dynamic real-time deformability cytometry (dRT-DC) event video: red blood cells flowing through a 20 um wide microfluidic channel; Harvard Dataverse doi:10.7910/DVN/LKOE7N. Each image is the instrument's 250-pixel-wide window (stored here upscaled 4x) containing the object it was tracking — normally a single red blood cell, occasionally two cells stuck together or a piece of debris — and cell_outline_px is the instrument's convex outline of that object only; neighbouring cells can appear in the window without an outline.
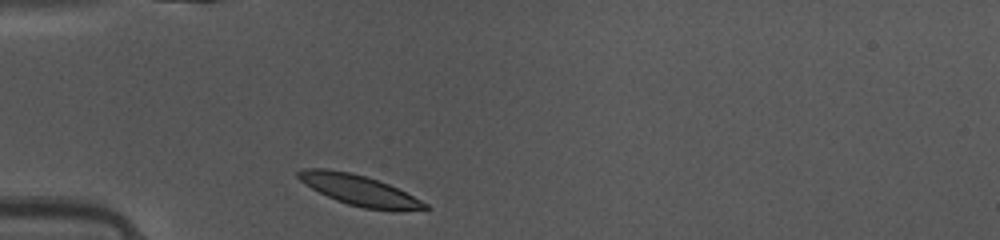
{"species": "common noctule bat (a hibernating species)", "species_latin": "Nyctalus noctula", "temperature_condition": "warm", "stored_images_in_passage": 35, "camera_frame_rate_fps": 3000, "um_per_image_px": 0.085, "animal": {"sex": "female", "body_mass_g": 10.0, "forearm_length_mm": 53.1}, "frame": {"image": 1, "passage_image": 1, "time_ms": 0.0, "image_size_px": [1000, 240], "cell_outline_px": [[432, 208], [428, 212], [364, 208], [348, 204], [336, 200], [304, 184], [296, 176], [296, 172], [304, 168], [328, 168], [352, 172], [388, 184], [428, 204]], "centroid_in_image_um": [30.57, 16.17], "position_along_channel_um": 54.4, "area_um2": 22.54}}
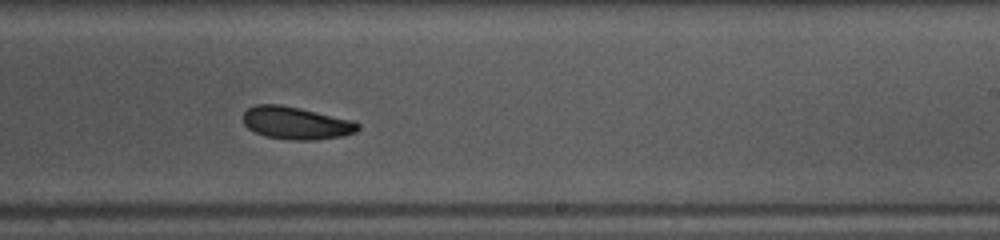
{"frame": {"image": 2, "passage_image": 17, "time_ms": 5.333, "image_size_px": [1000, 240], "cell_outline_px": [[360, 128], [356, 132], [344, 136], [316, 140], [292, 140], [264, 136], [248, 128], [244, 124], [244, 112], [248, 108], [256, 104], [280, 104], [300, 108], [356, 120], [360, 124]], "centroid_in_image_um": [25.23, 10.46], "position_along_channel_um": 263.8, "area_um2": 22.08}}
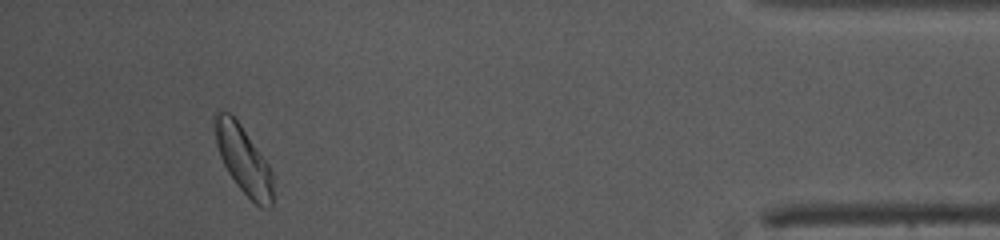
{"frame": {"image": 3, "passage_image": 32, "time_ms": 10.333, "image_size_px": [1000, 240], "cell_outline_px": [[272, 204], [268, 208], [260, 208], [236, 184], [228, 172], [220, 156], [216, 144], [212, 120], [216, 112], [228, 112], [240, 124], [268, 164], [272, 172]], "centroid_in_image_um": [20.66, 13.57], "position_along_channel_um": 414.5, "area_um2": 22.6}, "authors_computed_cell_mechanics": {"area_um2": 22.253, "velocity_mm_per_s": 4.107, "shape_relaxation_time_tau1_ms": 2.7335, "shape_relaxation_time_tau2_ms": 10.5265, "deformation_change_tau1": 0.1052, "deformation_change_tau2": 0.169}}